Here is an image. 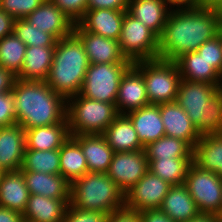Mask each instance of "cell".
<instances>
[{
	"label": "cell",
	"instance_id": "obj_53",
	"mask_svg": "<svg viewBox=\"0 0 222 222\" xmlns=\"http://www.w3.org/2000/svg\"><path fill=\"white\" fill-rule=\"evenodd\" d=\"M3 173H4V170L0 167V179H1L2 175H3Z\"/></svg>",
	"mask_w": 222,
	"mask_h": 222
},
{
	"label": "cell",
	"instance_id": "obj_19",
	"mask_svg": "<svg viewBox=\"0 0 222 222\" xmlns=\"http://www.w3.org/2000/svg\"><path fill=\"white\" fill-rule=\"evenodd\" d=\"M171 9L168 0H128L127 12L160 37Z\"/></svg>",
	"mask_w": 222,
	"mask_h": 222
},
{
	"label": "cell",
	"instance_id": "obj_54",
	"mask_svg": "<svg viewBox=\"0 0 222 222\" xmlns=\"http://www.w3.org/2000/svg\"><path fill=\"white\" fill-rule=\"evenodd\" d=\"M218 216H219V221L222 222V211Z\"/></svg>",
	"mask_w": 222,
	"mask_h": 222
},
{
	"label": "cell",
	"instance_id": "obj_29",
	"mask_svg": "<svg viewBox=\"0 0 222 222\" xmlns=\"http://www.w3.org/2000/svg\"><path fill=\"white\" fill-rule=\"evenodd\" d=\"M54 49L55 47H27L21 72L16 78L46 81L52 65Z\"/></svg>",
	"mask_w": 222,
	"mask_h": 222
},
{
	"label": "cell",
	"instance_id": "obj_48",
	"mask_svg": "<svg viewBox=\"0 0 222 222\" xmlns=\"http://www.w3.org/2000/svg\"><path fill=\"white\" fill-rule=\"evenodd\" d=\"M172 9L175 8H196L203 6L204 0H168Z\"/></svg>",
	"mask_w": 222,
	"mask_h": 222
},
{
	"label": "cell",
	"instance_id": "obj_12",
	"mask_svg": "<svg viewBox=\"0 0 222 222\" xmlns=\"http://www.w3.org/2000/svg\"><path fill=\"white\" fill-rule=\"evenodd\" d=\"M172 185L148 171L125 196V208L134 211L159 209Z\"/></svg>",
	"mask_w": 222,
	"mask_h": 222
},
{
	"label": "cell",
	"instance_id": "obj_46",
	"mask_svg": "<svg viewBox=\"0 0 222 222\" xmlns=\"http://www.w3.org/2000/svg\"><path fill=\"white\" fill-rule=\"evenodd\" d=\"M16 76L10 71L0 67V93L12 90Z\"/></svg>",
	"mask_w": 222,
	"mask_h": 222
},
{
	"label": "cell",
	"instance_id": "obj_20",
	"mask_svg": "<svg viewBox=\"0 0 222 222\" xmlns=\"http://www.w3.org/2000/svg\"><path fill=\"white\" fill-rule=\"evenodd\" d=\"M70 199H54L29 194L22 213L26 222H63Z\"/></svg>",
	"mask_w": 222,
	"mask_h": 222
},
{
	"label": "cell",
	"instance_id": "obj_31",
	"mask_svg": "<svg viewBox=\"0 0 222 222\" xmlns=\"http://www.w3.org/2000/svg\"><path fill=\"white\" fill-rule=\"evenodd\" d=\"M60 174L71 184L88 173L86 158L80 144L70 136L59 148Z\"/></svg>",
	"mask_w": 222,
	"mask_h": 222
},
{
	"label": "cell",
	"instance_id": "obj_14",
	"mask_svg": "<svg viewBox=\"0 0 222 222\" xmlns=\"http://www.w3.org/2000/svg\"><path fill=\"white\" fill-rule=\"evenodd\" d=\"M73 33L82 42L90 64L130 62L121 53L118 40L85 31L78 23Z\"/></svg>",
	"mask_w": 222,
	"mask_h": 222
},
{
	"label": "cell",
	"instance_id": "obj_7",
	"mask_svg": "<svg viewBox=\"0 0 222 222\" xmlns=\"http://www.w3.org/2000/svg\"><path fill=\"white\" fill-rule=\"evenodd\" d=\"M133 64L142 72L149 104L176 102L181 75L175 61L158 58Z\"/></svg>",
	"mask_w": 222,
	"mask_h": 222
},
{
	"label": "cell",
	"instance_id": "obj_16",
	"mask_svg": "<svg viewBox=\"0 0 222 222\" xmlns=\"http://www.w3.org/2000/svg\"><path fill=\"white\" fill-rule=\"evenodd\" d=\"M165 134L186 141L192 148L201 135L185 110L176 102L159 104Z\"/></svg>",
	"mask_w": 222,
	"mask_h": 222
},
{
	"label": "cell",
	"instance_id": "obj_22",
	"mask_svg": "<svg viewBox=\"0 0 222 222\" xmlns=\"http://www.w3.org/2000/svg\"><path fill=\"white\" fill-rule=\"evenodd\" d=\"M126 115L132 121L138 138L144 147L166 135L159 112V104H149Z\"/></svg>",
	"mask_w": 222,
	"mask_h": 222
},
{
	"label": "cell",
	"instance_id": "obj_51",
	"mask_svg": "<svg viewBox=\"0 0 222 222\" xmlns=\"http://www.w3.org/2000/svg\"><path fill=\"white\" fill-rule=\"evenodd\" d=\"M218 15H219V22H220V27H222V5L217 8Z\"/></svg>",
	"mask_w": 222,
	"mask_h": 222
},
{
	"label": "cell",
	"instance_id": "obj_15",
	"mask_svg": "<svg viewBox=\"0 0 222 222\" xmlns=\"http://www.w3.org/2000/svg\"><path fill=\"white\" fill-rule=\"evenodd\" d=\"M24 19L57 40L70 36L75 25L51 0H45Z\"/></svg>",
	"mask_w": 222,
	"mask_h": 222
},
{
	"label": "cell",
	"instance_id": "obj_45",
	"mask_svg": "<svg viewBox=\"0 0 222 222\" xmlns=\"http://www.w3.org/2000/svg\"><path fill=\"white\" fill-rule=\"evenodd\" d=\"M15 19L0 10V39L13 33Z\"/></svg>",
	"mask_w": 222,
	"mask_h": 222
},
{
	"label": "cell",
	"instance_id": "obj_40",
	"mask_svg": "<svg viewBox=\"0 0 222 222\" xmlns=\"http://www.w3.org/2000/svg\"><path fill=\"white\" fill-rule=\"evenodd\" d=\"M74 24L78 23L88 10V0H51Z\"/></svg>",
	"mask_w": 222,
	"mask_h": 222
},
{
	"label": "cell",
	"instance_id": "obj_13",
	"mask_svg": "<svg viewBox=\"0 0 222 222\" xmlns=\"http://www.w3.org/2000/svg\"><path fill=\"white\" fill-rule=\"evenodd\" d=\"M149 105L142 72L132 63L120 79L116 109L119 114Z\"/></svg>",
	"mask_w": 222,
	"mask_h": 222
},
{
	"label": "cell",
	"instance_id": "obj_35",
	"mask_svg": "<svg viewBox=\"0 0 222 222\" xmlns=\"http://www.w3.org/2000/svg\"><path fill=\"white\" fill-rule=\"evenodd\" d=\"M21 170L59 175V149L47 151L25 149Z\"/></svg>",
	"mask_w": 222,
	"mask_h": 222
},
{
	"label": "cell",
	"instance_id": "obj_52",
	"mask_svg": "<svg viewBox=\"0 0 222 222\" xmlns=\"http://www.w3.org/2000/svg\"><path fill=\"white\" fill-rule=\"evenodd\" d=\"M217 36L219 37L220 44L222 47V27L219 28Z\"/></svg>",
	"mask_w": 222,
	"mask_h": 222
},
{
	"label": "cell",
	"instance_id": "obj_42",
	"mask_svg": "<svg viewBox=\"0 0 222 222\" xmlns=\"http://www.w3.org/2000/svg\"><path fill=\"white\" fill-rule=\"evenodd\" d=\"M106 222H141L140 212L124 207L110 213Z\"/></svg>",
	"mask_w": 222,
	"mask_h": 222
},
{
	"label": "cell",
	"instance_id": "obj_38",
	"mask_svg": "<svg viewBox=\"0 0 222 222\" xmlns=\"http://www.w3.org/2000/svg\"><path fill=\"white\" fill-rule=\"evenodd\" d=\"M196 52L222 76V47L218 36L203 43Z\"/></svg>",
	"mask_w": 222,
	"mask_h": 222
},
{
	"label": "cell",
	"instance_id": "obj_34",
	"mask_svg": "<svg viewBox=\"0 0 222 222\" xmlns=\"http://www.w3.org/2000/svg\"><path fill=\"white\" fill-rule=\"evenodd\" d=\"M27 45L14 33L0 39V67L10 71L14 76L21 72Z\"/></svg>",
	"mask_w": 222,
	"mask_h": 222
},
{
	"label": "cell",
	"instance_id": "obj_24",
	"mask_svg": "<svg viewBox=\"0 0 222 222\" xmlns=\"http://www.w3.org/2000/svg\"><path fill=\"white\" fill-rule=\"evenodd\" d=\"M29 194L70 199V183L61 175L22 171Z\"/></svg>",
	"mask_w": 222,
	"mask_h": 222
},
{
	"label": "cell",
	"instance_id": "obj_30",
	"mask_svg": "<svg viewBox=\"0 0 222 222\" xmlns=\"http://www.w3.org/2000/svg\"><path fill=\"white\" fill-rule=\"evenodd\" d=\"M175 62L179 68L181 79L214 85L222 84V76L196 51L180 56Z\"/></svg>",
	"mask_w": 222,
	"mask_h": 222
},
{
	"label": "cell",
	"instance_id": "obj_47",
	"mask_svg": "<svg viewBox=\"0 0 222 222\" xmlns=\"http://www.w3.org/2000/svg\"><path fill=\"white\" fill-rule=\"evenodd\" d=\"M0 222H24L21 212L0 206Z\"/></svg>",
	"mask_w": 222,
	"mask_h": 222
},
{
	"label": "cell",
	"instance_id": "obj_36",
	"mask_svg": "<svg viewBox=\"0 0 222 222\" xmlns=\"http://www.w3.org/2000/svg\"><path fill=\"white\" fill-rule=\"evenodd\" d=\"M13 33L27 47H55L58 41L53 35L31 25L26 19H15Z\"/></svg>",
	"mask_w": 222,
	"mask_h": 222
},
{
	"label": "cell",
	"instance_id": "obj_32",
	"mask_svg": "<svg viewBox=\"0 0 222 222\" xmlns=\"http://www.w3.org/2000/svg\"><path fill=\"white\" fill-rule=\"evenodd\" d=\"M147 159L149 171L172 186H179L185 183L187 170L193 162V158Z\"/></svg>",
	"mask_w": 222,
	"mask_h": 222
},
{
	"label": "cell",
	"instance_id": "obj_1",
	"mask_svg": "<svg viewBox=\"0 0 222 222\" xmlns=\"http://www.w3.org/2000/svg\"><path fill=\"white\" fill-rule=\"evenodd\" d=\"M220 28L217 9L208 6L171 9L159 37V59L176 61L196 51L217 36Z\"/></svg>",
	"mask_w": 222,
	"mask_h": 222
},
{
	"label": "cell",
	"instance_id": "obj_4",
	"mask_svg": "<svg viewBox=\"0 0 222 222\" xmlns=\"http://www.w3.org/2000/svg\"><path fill=\"white\" fill-rule=\"evenodd\" d=\"M176 103L185 110L201 136L222 133L221 85L181 79Z\"/></svg>",
	"mask_w": 222,
	"mask_h": 222
},
{
	"label": "cell",
	"instance_id": "obj_10",
	"mask_svg": "<svg viewBox=\"0 0 222 222\" xmlns=\"http://www.w3.org/2000/svg\"><path fill=\"white\" fill-rule=\"evenodd\" d=\"M184 185L200 213L219 215L222 211V180L213 172L190 164Z\"/></svg>",
	"mask_w": 222,
	"mask_h": 222
},
{
	"label": "cell",
	"instance_id": "obj_43",
	"mask_svg": "<svg viewBox=\"0 0 222 222\" xmlns=\"http://www.w3.org/2000/svg\"><path fill=\"white\" fill-rule=\"evenodd\" d=\"M128 0H88V9L127 10Z\"/></svg>",
	"mask_w": 222,
	"mask_h": 222
},
{
	"label": "cell",
	"instance_id": "obj_25",
	"mask_svg": "<svg viewBox=\"0 0 222 222\" xmlns=\"http://www.w3.org/2000/svg\"><path fill=\"white\" fill-rule=\"evenodd\" d=\"M69 137L67 118L61 123L26 129V149L41 151L59 149Z\"/></svg>",
	"mask_w": 222,
	"mask_h": 222
},
{
	"label": "cell",
	"instance_id": "obj_2",
	"mask_svg": "<svg viewBox=\"0 0 222 222\" xmlns=\"http://www.w3.org/2000/svg\"><path fill=\"white\" fill-rule=\"evenodd\" d=\"M16 122L24 130L61 123L66 119L67 101L45 81L15 79L12 90Z\"/></svg>",
	"mask_w": 222,
	"mask_h": 222
},
{
	"label": "cell",
	"instance_id": "obj_39",
	"mask_svg": "<svg viewBox=\"0 0 222 222\" xmlns=\"http://www.w3.org/2000/svg\"><path fill=\"white\" fill-rule=\"evenodd\" d=\"M108 213L92 210H82L68 205L63 222H106Z\"/></svg>",
	"mask_w": 222,
	"mask_h": 222
},
{
	"label": "cell",
	"instance_id": "obj_5",
	"mask_svg": "<svg viewBox=\"0 0 222 222\" xmlns=\"http://www.w3.org/2000/svg\"><path fill=\"white\" fill-rule=\"evenodd\" d=\"M70 205L110 214L125 207V196L107 173L88 172L70 184Z\"/></svg>",
	"mask_w": 222,
	"mask_h": 222
},
{
	"label": "cell",
	"instance_id": "obj_28",
	"mask_svg": "<svg viewBox=\"0 0 222 222\" xmlns=\"http://www.w3.org/2000/svg\"><path fill=\"white\" fill-rule=\"evenodd\" d=\"M159 209L175 222H187L200 213L184 184L172 186Z\"/></svg>",
	"mask_w": 222,
	"mask_h": 222
},
{
	"label": "cell",
	"instance_id": "obj_17",
	"mask_svg": "<svg viewBox=\"0 0 222 222\" xmlns=\"http://www.w3.org/2000/svg\"><path fill=\"white\" fill-rule=\"evenodd\" d=\"M25 149V130L19 124L0 127V167L4 171L21 169Z\"/></svg>",
	"mask_w": 222,
	"mask_h": 222
},
{
	"label": "cell",
	"instance_id": "obj_41",
	"mask_svg": "<svg viewBox=\"0 0 222 222\" xmlns=\"http://www.w3.org/2000/svg\"><path fill=\"white\" fill-rule=\"evenodd\" d=\"M14 124H17L14 95L11 91L0 93V127Z\"/></svg>",
	"mask_w": 222,
	"mask_h": 222
},
{
	"label": "cell",
	"instance_id": "obj_49",
	"mask_svg": "<svg viewBox=\"0 0 222 222\" xmlns=\"http://www.w3.org/2000/svg\"><path fill=\"white\" fill-rule=\"evenodd\" d=\"M187 222H219V216L214 214L199 213Z\"/></svg>",
	"mask_w": 222,
	"mask_h": 222
},
{
	"label": "cell",
	"instance_id": "obj_37",
	"mask_svg": "<svg viewBox=\"0 0 222 222\" xmlns=\"http://www.w3.org/2000/svg\"><path fill=\"white\" fill-rule=\"evenodd\" d=\"M45 0H0V10L14 19H24Z\"/></svg>",
	"mask_w": 222,
	"mask_h": 222
},
{
	"label": "cell",
	"instance_id": "obj_11",
	"mask_svg": "<svg viewBox=\"0 0 222 222\" xmlns=\"http://www.w3.org/2000/svg\"><path fill=\"white\" fill-rule=\"evenodd\" d=\"M148 171L146 152L145 150H138L133 152L114 153L106 173L125 194Z\"/></svg>",
	"mask_w": 222,
	"mask_h": 222
},
{
	"label": "cell",
	"instance_id": "obj_9",
	"mask_svg": "<svg viewBox=\"0 0 222 222\" xmlns=\"http://www.w3.org/2000/svg\"><path fill=\"white\" fill-rule=\"evenodd\" d=\"M131 62L89 64L80 95L116 105L120 79Z\"/></svg>",
	"mask_w": 222,
	"mask_h": 222
},
{
	"label": "cell",
	"instance_id": "obj_8",
	"mask_svg": "<svg viewBox=\"0 0 222 222\" xmlns=\"http://www.w3.org/2000/svg\"><path fill=\"white\" fill-rule=\"evenodd\" d=\"M118 43L121 53L131 63L159 58V37L127 11Z\"/></svg>",
	"mask_w": 222,
	"mask_h": 222
},
{
	"label": "cell",
	"instance_id": "obj_44",
	"mask_svg": "<svg viewBox=\"0 0 222 222\" xmlns=\"http://www.w3.org/2000/svg\"><path fill=\"white\" fill-rule=\"evenodd\" d=\"M140 220L141 222H175L160 209L141 211Z\"/></svg>",
	"mask_w": 222,
	"mask_h": 222
},
{
	"label": "cell",
	"instance_id": "obj_33",
	"mask_svg": "<svg viewBox=\"0 0 222 222\" xmlns=\"http://www.w3.org/2000/svg\"><path fill=\"white\" fill-rule=\"evenodd\" d=\"M147 158H193V148L178 138L163 136L145 146Z\"/></svg>",
	"mask_w": 222,
	"mask_h": 222
},
{
	"label": "cell",
	"instance_id": "obj_3",
	"mask_svg": "<svg viewBox=\"0 0 222 222\" xmlns=\"http://www.w3.org/2000/svg\"><path fill=\"white\" fill-rule=\"evenodd\" d=\"M89 64L82 42L72 33L57 41L45 82L67 101L80 93Z\"/></svg>",
	"mask_w": 222,
	"mask_h": 222
},
{
	"label": "cell",
	"instance_id": "obj_27",
	"mask_svg": "<svg viewBox=\"0 0 222 222\" xmlns=\"http://www.w3.org/2000/svg\"><path fill=\"white\" fill-rule=\"evenodd\" d=\"M28 198L22 170L4 171L0 179V206L23 213Z\"/></svg>",
	"mask_w": 222,
	"mask_h": 222
},
{
	"label": "cell",
	"instance_id": "obj_23",
	"mask_svg": "<svg viewBox=\"0 0 222 222\" xmlns=\"http://www.w3.org/2000/svg\"><path fill=\"white\" fill-rule=\"evenodd\" d=\"M102 135L115 153L145 149L138 138L132 121L126 114H119Z\"/></svg>",
	"mask_w": 222,
	"mask_h": 222
},
{
	"label": "cell",
	"instance_id": "obj_6",
	"mask_svg": "<svg viewBox=\"0 0 222 222\" xmlns=\"http://www.w3.org/2000/svg\"><path fill=\"white\" fill-rule=\"evenodd\" d=\"M66 112L70 136L103 134L119 115L115 104L85 98L80 94L67 100Z\"/></svg>",
	"mask_w": 222,
	"mask_h": 222
},
{
	"label": "cell",
	"instance_id": "obj_26",
	"mask_svg": "<svg viewBox=\"0 0 222 222\" xmlns=\"http://www.w3.org/2000/svg\"><path fill=\"white\" fill-rule=\"evenodd\" d=\"M193 163L222 178V133L202 135L193 147Z\"/></svg>",
	"mask_w": 222,
	"mask_h": 222
},
{
	"label": "cell",
	"instance_id": "obj_21",
	"mask_svg": "<svg viewBox=\"0 0 222 222\" xmlns=\"http://www.w3.org/2000/svg\"><path fill=\"white\" fill-rule=\"evenodd\" d=\"M86 158L88 172L106 173L112 161L114 150L102 134L74 135Z\"/></svg>",
	"mask_w": 222,
	"mask_h": 222
},
{
	"label": "cell",
	"instance_id": "obj_18",
	"mask_svg": "<svg viewBox=\"0 0 222 222\" xmlns=\"http://www.w3.org/2000/svg\"><path fill=\"white\" fill-rule=\"evenodd\" d=\"M127 10L88 9L78 24L91 33L119 40L122 22Z\"/></svg>",
	"mask_w": 222,
	"mask_h": 222
},
{
	"label": "cell",
	"instance_id": "obj_50",
	"mask_svg": "<svg viewBox=\"0 0 222 222\" xmlns=\"http://www.w3.org/2000/svg\"><path fill=\"white\" fill-rule=\"evenodd\" d=\"M222 5V0H204L203 6H208L217 9Z\"/></svg>",
	"mask_w": 222,
	"mask_h": 222
}]
</instances>
